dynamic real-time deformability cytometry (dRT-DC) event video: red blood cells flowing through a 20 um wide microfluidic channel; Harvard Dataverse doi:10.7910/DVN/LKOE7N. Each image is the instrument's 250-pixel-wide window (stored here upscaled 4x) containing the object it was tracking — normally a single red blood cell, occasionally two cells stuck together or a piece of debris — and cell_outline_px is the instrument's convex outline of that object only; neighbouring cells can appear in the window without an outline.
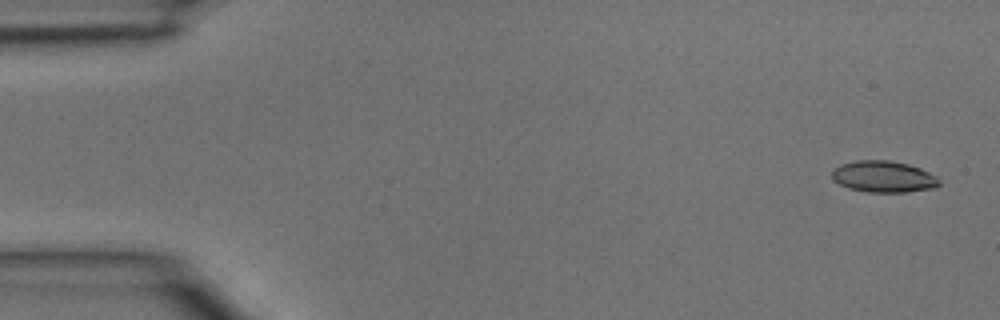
{"species": "common noctule bat (a hibernating species)", "species_latin": "Nyctalus noctula", "temperature_condition": "room temperature", "stored_images_in_passage": 4, "camera_frame_rate_fps": 3000, "um_per_image_px": 0.085, "animal": {"sex": "male", "body_mass_g": 15.6}, "frame": {"image": 1, "passage_image": 1, "time_ms": 0.0, "image_size_px": [1000, 320], "cell_outline_px": [[940, 184], [936, 188], [904, 192], [868, 192], [848, 188], [840, 184], [832, 176], [832, 172], [840, 164], [856, 160], [888, 160], [908, 164], [920, 168], [936, 176], [940, 180]], "centroid_in_image_um": [75.13, 15.01], "position_along_channel_um": 9.9, "area_um2": 19.59}}
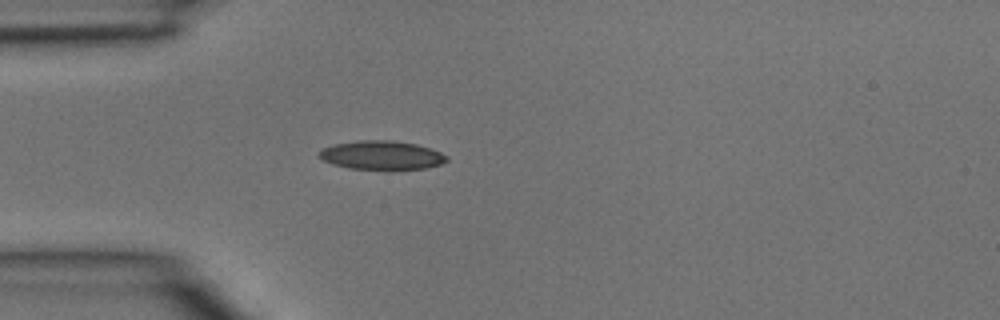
{"frame": {"image": 2, "passage_image": 4, "time_ms": 1.0, "image_size_px": [1000, 320], "cell_outline_px": [[448, 160], [440, 164], [428, 168], [392, 172], [348, 168], [332, 164], [316, 156], [316, 152], [324, 148], [336, 144], [356, 140], [392, 140], [416, 144], [440, 152], [448, 156]], "centroid_in_image_um": [32.44, 13.23], "position_along_channel_um": 52.6, "area_um2": 22.25}}